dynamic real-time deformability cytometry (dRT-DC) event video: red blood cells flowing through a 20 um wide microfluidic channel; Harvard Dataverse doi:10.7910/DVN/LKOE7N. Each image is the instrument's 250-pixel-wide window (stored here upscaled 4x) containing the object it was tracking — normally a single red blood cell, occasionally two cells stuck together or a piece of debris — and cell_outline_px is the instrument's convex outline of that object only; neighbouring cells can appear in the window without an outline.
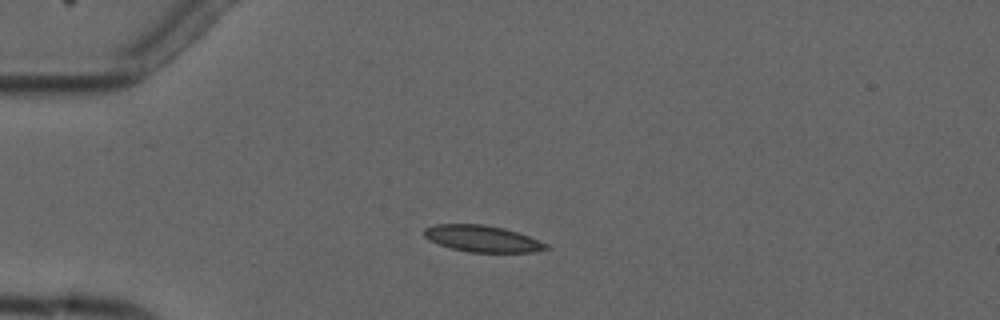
{"species": "common noctule bat (a hibernating species)", "species_latin": "Nyctalus noctula", "temperature_condition": "cold", "stored_images_in_passage": 6, "camera_frame_rate_fps": 3000, "um_per_image_px": 0.085, "animal": {"sex": "male", "forearm_length_mm": 52.5}, "frame": {"image": 1, "passage_image": 3, "time_ms": 2.333, "image_size_px": [1000, 320], "cell_outline_px": [[548, 248], [532, 252], [468, 252], [452, 248], [428, 240], [424, 236], [424, 228], [436, 224], [484, 224], [504, 228], [528, 236], [548, 244]], "centroid_in_image_um": [40.97, 20.28], "position_along_channel_um": 44.0, "area_um2": 18.67}}
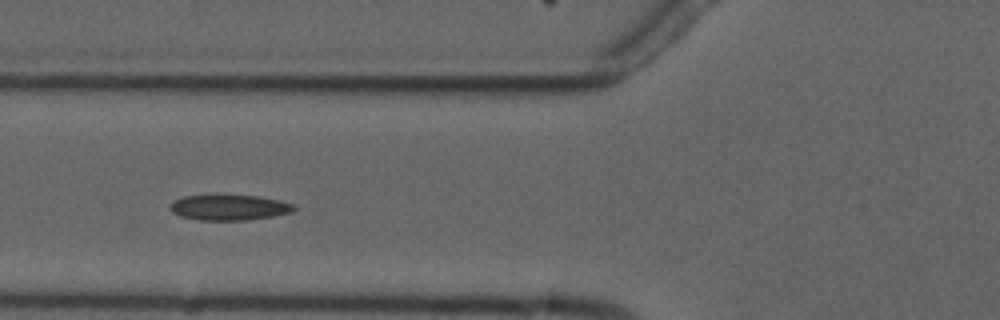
{"frame": {"image": 2, "passage_image": 5, "time_ms": 4.667, "image_size_px": [1000, 320], "cell_outline_px": [[296, 208], [292, 212], [272, 216], [248, 220], [200, 220], [180, 216], [172, 212], [168, 208], [172, 200], [184, 196], [256, 196], [280, 200], [292, 204]], "centroid_in_image_um": [19.45, 17.64], "position_along_channel_um": 106.4, "area_um2": 18.21}}
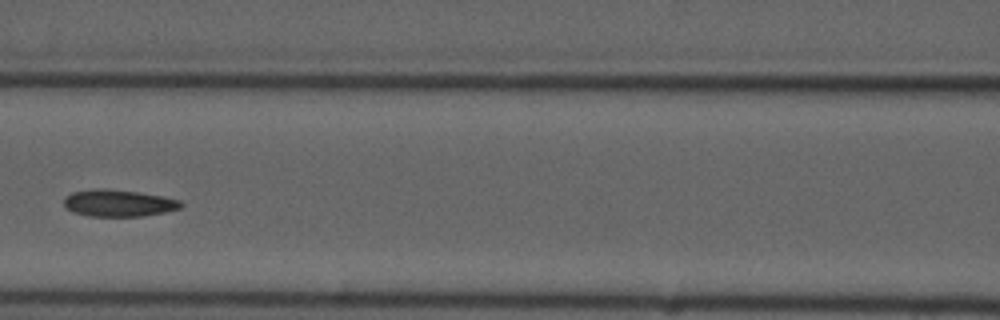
{"frame": {"image": 3, "passage_image": 6, "time_ms": 6.0, "image_size_px": [1000, 320], "cell_outline_px": [[184, 204], [180, 208], [164, 212], [144, 216], [88, 216], [72, 212], [64, 204], [64, 200], [72, 192], [96, 188], [108, 188], [140, 192], [180, 200]], "centroid_in_image_um": [10.08, 17.26], "position_along_channel_um": 156.5, "area_um2": 18.32}}